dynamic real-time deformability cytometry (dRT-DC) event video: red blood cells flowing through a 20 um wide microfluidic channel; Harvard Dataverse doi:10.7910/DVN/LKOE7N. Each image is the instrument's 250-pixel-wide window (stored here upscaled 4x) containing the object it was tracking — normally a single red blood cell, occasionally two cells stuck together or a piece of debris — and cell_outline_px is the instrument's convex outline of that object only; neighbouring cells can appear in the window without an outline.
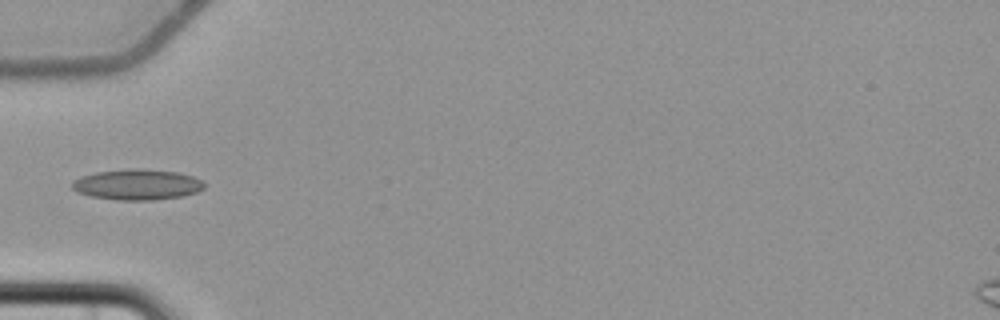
{"species": "common noctule bat (a hibernating species)", "species_latin": "Nyctalus noctula", "temperature_condition": "cold", "stored_images_in_passage": 6, "camera_frame_rate_fps": 3000, "um_per_image_px": 0.085, "animal": {"sex": "female", "body_mass_g": 22.7, "forearm_length_mm": 54.2}, "frame": {"image": 1, "passage_image": 6, "time_ms": 7.0, "image_size_px": [1000, 320], "cell_outline_px": [[204, 188], [196, 192], [184, 196], [152, 200], [116, 200], [92, 196], [76, 192], [72, 188], [72, 180], [80, 176], [96, 172], [136, 168], [144, 168], [176, 172], [192, 176], [200, 180], [204, 184]], "centroid_in_image_um": [11.63, 15.68], "position_along_channel_um": 73.4, "area_um2": 23.64}}